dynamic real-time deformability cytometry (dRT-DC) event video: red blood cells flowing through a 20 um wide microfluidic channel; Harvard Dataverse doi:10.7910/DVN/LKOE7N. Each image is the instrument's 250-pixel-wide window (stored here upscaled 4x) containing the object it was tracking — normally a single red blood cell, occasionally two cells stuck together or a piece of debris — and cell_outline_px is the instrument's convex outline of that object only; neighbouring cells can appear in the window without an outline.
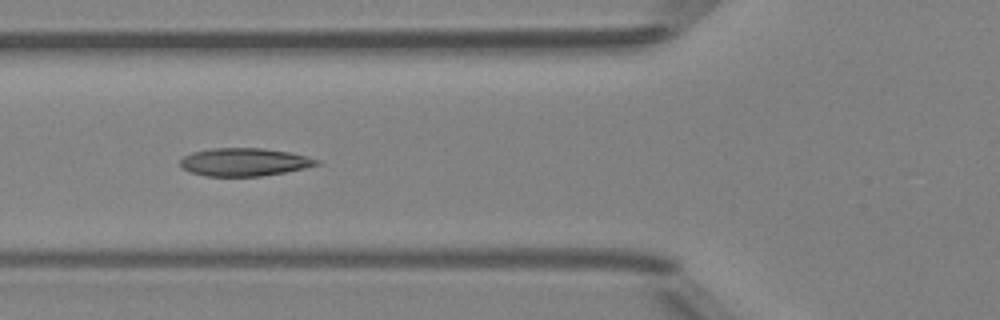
{"species": "Egyptian fruit bat (a non-hibernating species)", "species_latin": "Rousettus aegyptiacus", "temperature_condition": "room temperature", "stored_images_in_passage": 8, "camera_frame_rate_fps": 3000, "um_per_image_px": 0.085, "animal": {"sex": "female"}, "frame": {"image": 1, "passage_image": 6, "time_ms": 5.667, "image_size_px": [1000, 320], "cell_outline_px": [[324, 164], [284, 172], [260, 176], [204, 176], [192, 172], [184, 168], [180, 164], [180, 160], [184, 156], [192, 152], [212, 148], [264, 148], [288, 152], [320, 160]], "centroid_in_image_um": [20.79, 13.77], "position_along_channel_um": 105.0, "area_um2": 22.14}}
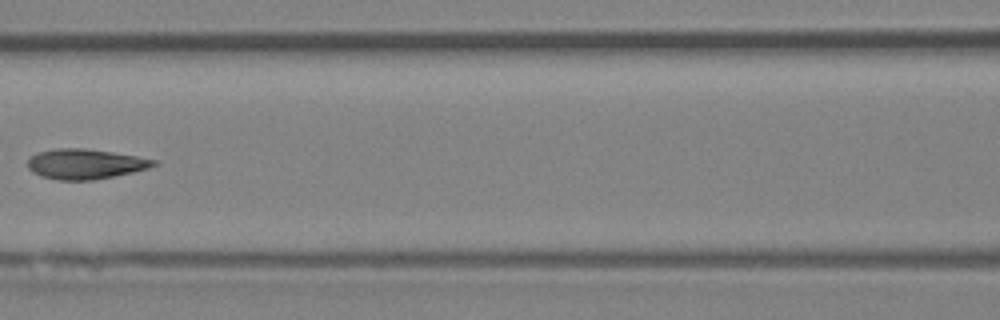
{"frame": {"image": 2, "passage_image": 7, "time_ms": 7.0, "image_size_px": [1000, 320], "cell_outline_px": [[160, 164], [148, 168], [132, 172], [92, 180], [56, 180], [40, 176], [32, 172], [28, 168], [28, 160], [36, 152], [56, 148], [84, 148], [112, 152], [136, 156], [156, 160]], "centroid_in_image_um": [7.22, 13.93], "position_along_channel_um": 159.4, "area_um2": 22.08}}
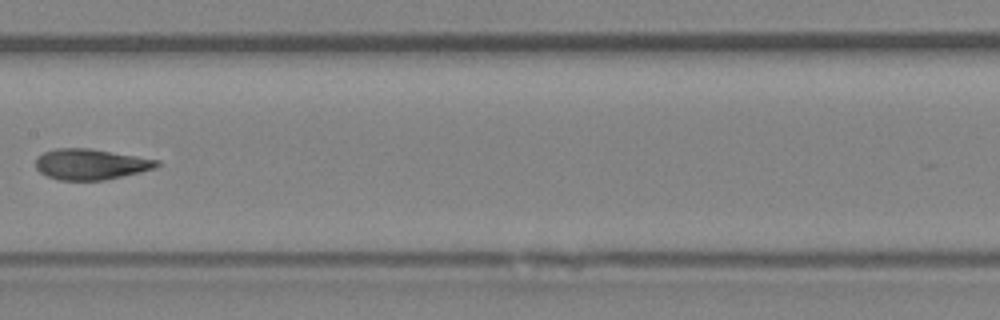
{"frame": {"image": 3, "passage_image": 8, "time_ms": 8.0, "image_size_px": [1000, 320], "cell_outline_px": [[160, 164], [156, 168], [140, 172], [104, 180], [60, 180], [48, 176], [40, 172], [36, 168], [36, 156], [44, 152], [56, 148], [88, 148], [160, 160]], "centroid_in_image_um": [7.7, 13.96], "position_along_channel_um": 199.7, "area_um2": 21.62}}